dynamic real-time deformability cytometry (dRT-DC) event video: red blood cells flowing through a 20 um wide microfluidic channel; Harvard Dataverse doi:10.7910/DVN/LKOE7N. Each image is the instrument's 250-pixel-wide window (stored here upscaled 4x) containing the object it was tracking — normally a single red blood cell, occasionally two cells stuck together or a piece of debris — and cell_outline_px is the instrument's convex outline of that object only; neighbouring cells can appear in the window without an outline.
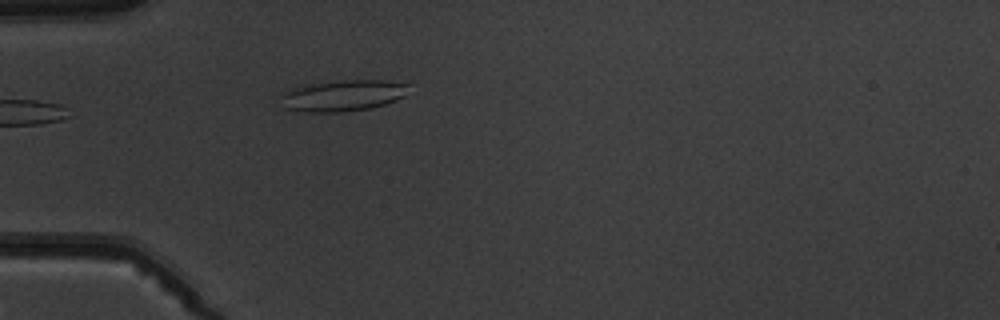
{"species": "common noctule bat (a hibernating species)", "species_latin": "Nyctalus noctula", "temperature_condition": "warm", "stored_images_in_passage": 3, "camera_frame_rate_fps": 3000, "um_per_image_px": 0.085, "animal": {"sex": "male", "body_mass_g": 19.5, "forearm_length_mm": 54.6}, "frame": {"image": 1, "passage_image": 3, "time_ms": 2.333, "image_size_px": [1000, 320], "cell_outline_px": [[408, 84], [404, 96], [396, 100], [372, 108], [340, 112], [296, 112], [280, 108], [280, 92], [312, 84], [340, 80], [384, 80]], "centroid_in_image_um": [29.04, 8.15], "position_along_channel_um": 56.0, "area_um2": 23.47}}